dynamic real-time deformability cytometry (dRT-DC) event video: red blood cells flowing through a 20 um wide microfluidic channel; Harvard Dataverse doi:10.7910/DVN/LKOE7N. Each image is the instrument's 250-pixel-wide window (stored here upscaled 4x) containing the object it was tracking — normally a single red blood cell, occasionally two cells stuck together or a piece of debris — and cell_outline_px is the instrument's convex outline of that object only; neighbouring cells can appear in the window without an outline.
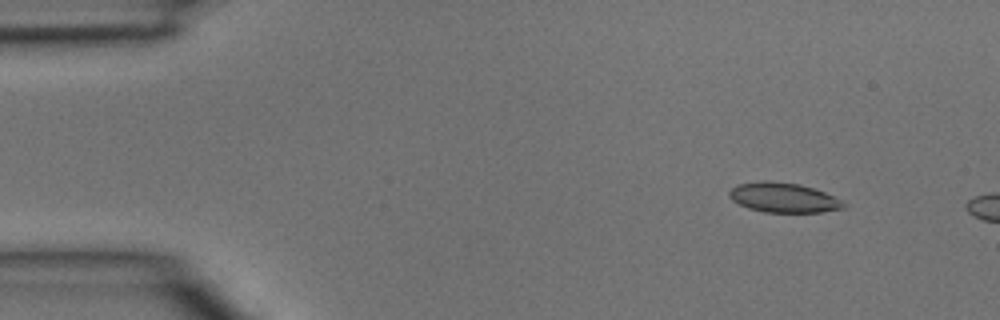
{"species": "common noctule bat (a hibernating species)", "species_latin": "Nyctalus noctula", "temperature_condition": "room temperature", "stored_images_in_passage": 2, "camera_frame_rate_fps": 3000, "um_per_image_px": 0.085, "animal": {"sex": "male", "body_mass_g": 15.6}, "frame": {"image": 1, "passage_image": 1, "time_ms": 0.0, "image_size_px": [1000, 320], "cell_outline_px": [[848, 204], [844, 208], [820, 212], [764, 212], [748, 208], [732, 200], [728, 196], [728, 192], [732, 188], [740, 184], [764, 180], [768, 180], [800, 184], [824, 192]], "centroid_in_image_um": [66.59, 16.8], "position_along_channel_um": 18.4, "area_um2": 19.71}}